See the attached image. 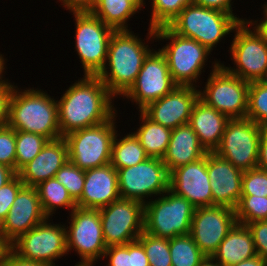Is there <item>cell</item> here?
Listing matches in <instances>:
<instances>
[{"instance_id": "11", "label": "cell", "mask_w": 267, "mask_h": 266, "mask_svg": "<svg viewBox=\"0 0 267 266\" xmlns=\"http://www.w3.org/2000/svg\"><path fill=\"white\" fill-rule=\"evenodd\" d=\"M118 172L120 198L142 202L170 189V173L160 158H151Z\"/></svg>"}, {"instance_id": "35", "label": "cell", "mask_w": 267, "mask_h": 266, "mask_svg": "<svg viewBox=\"0 0 267 266\" xmlns=\"http://www.w3.org/2000/svg\"><path fill=\"white\" fill-rule=\"evenodd\" d=\"M246 118L252 120L261 128L267 127V87L259 81L249 84Z\"/></svg>"}, {"instance_id": "42", "label": "cell", "mask_w": 267, "mask_h": 266, "mask_svg": "<svg viewBox=\"0 0 267 266\" xmlns=\"http://www.w3.org/2000/svg\"><path fill=\"white\" fill-rule=\"evenodd\" d=\"M252 233L257 255L267 262V220L246 224Z\"/></svg>"}, {"instance_id": "37", "label": "cell", "mask_w": 267, "mask_h": 266, "mask_svg": "<svg viewBox=\"0 0 267 266\" xmlns=\"http://www.w3.org/2000/svg\"><path fill=\"white\" fill-rule=\"evenodd\" d=\"M55 178L66 187L69 195L75 202L81 197L85 182V170L67 161L57 171Z\"/></svg>"}, {"instance_id": "3", "label": "cell", "mask_w": 267, "mask_h": 266, "mask_svg": "<svg viewBox=\"0 0 267 266\" xmlns=\"http://www.w3.org/2000/svg\"><path fill=\"white\" fill-rule=\"evenodd\" d=\"M42 89L14 85L8 102V123L15 130L31 132L49 141L61 137L57 100Z\"/></svg>"}, {"instance_id": "20", "label": "cell", "mask_w": 267, "mask_h": 266, "mask_svg": "<svg viewBox=\"0 0 267 266\" xmlns=\"http://www.w3.org/2000/svg\"><path fill=\"white\" fill-rule=\"evenodd\" d=\"M170 190L186 198L195 208L213 206L207 153L203 158L173 170L170 173Z\"/></svg>"}, {"instance_id": "21", "label": "cell", "mask_w": 267, "mask_h": 266, "mask_svg": "<svg viewBox=\"0 0 267 266\" xmlns=\"http://www.w3.org/2000/svg\"><path fill=\"white\" fill-rule=\"evenodd\" d=\"M207 172L213 197V206L236 209L241 199L243 170L215 152H207Z\"/></svg>"}, {"instance_id": "38", "label": "cell", "mask_w": 267, "mask_h": 266, "mask_svg": "<svg viewBox=\"0 0 267 266\" xmlns=\"http://www.w3.org/2000/svg\"><path fill=\"white\" fill-rule=\"evenodd\" d=\"M241 195L267 197V171L258 167L244 171L242 175Z\"/></svg>"}, {"instance_id": "16", "label": "cell", "mask_w": 267, "mask_h": 266, "mask_svg": "<svg viewBox=\"0 0 267 266\" xmlns=\"http://www.w3.org/2000/svg\"><path fill=\"white\" fill-rule=\"evenodd\" d=\"M177 84L173 81L165 56L158 49L152 50L144 59L134 84L123 95V99L135 102L139 111L149 103L170 93ZM125 97V98H124Z\"/></svg>"}, {"instance_id": "34", "label": "cell", "mask_w": 267, "mask_h": 266, "mask_svg": "<svg viewBox=\"0 0 267 266\" xmlns=\"http://www.w3.org/2000/svg\"><path fill=\"white\" fill-rule=\"evenodd\" d=\"M235 215L237 222L244 225L254 221L267 220V197L241 195Z\"/></svg>"}, {"instance_id": "41", "label": "cell", "mask_w": 267, "mask_h": 266, "mask_svg": "<svg viewBox=\"0 0 267 266\" xmlns=\"http://www.w3.org/2000/svg\"><path fill=\"white\" fill-rule=\"evenodd\" d=\"M105 257L109 258L107 266H133V241L125 245L107 247L103 259Z\"/></svg>"}, {"instance_id": "30", "label": "cell", "mask_w": 267, "mask_h": 266, "mask_svg": "<svg viewBox=\"0 0 267 266\" xmlns=\"http://www.w3.org/2000/svg\"><path fill=\"white\" fill-rule=\"evenodd\" d=\"M35 187L38 191L43 212L48 218L51 216V220H53L52 216L56 209L66 207V209L72 211L77 207L66 187L60 184L55 177L42 181Z\"/></svg>"}, {"instance_id": "12", "label": "cell", "mask_w": 267, "mask_h": 266, "mask_svg": "<svg viewBox=\"0 0 267 266\" xmlns=\"http://www.w3.org/2000/svg\"><path fill=\"white\" fill-rule=\"evenodd\" d=\"M247 21L240 22L234 29V38L229 47L234 68L221 65L230 73L247 82L259 81L267 69V41Z\"/></svg>"}, {"instance_id": "40", "label": "cell", "mask_w": 267, "mask_h": 266, "mask_svg": "<svg viewBox=\"0 0 267 266\" xmlns=\"http://www.w3.org/2000/svg\"><path fill=\"white\" fill-rule=\"evenodd\" d=\"M24 186L16 174L9 182L0 188V224L6 219L19 190Z\"/></svg>"}, {"instance_id": "4", "label": "cell", "mask_w": 267, "mask_h": 266, "mask_svg": "<svg viewBox=\"0 0 267 266\" xmlns=\"http://www.w3.org/2000/svg\"><path fill=\"white\" fill-rule=\"evenodd\" d=\"M148 29V40H171L159 50L165 56L173 81L180 86L199 88L196 84L202 72H205L203 69L211 51L194 39L178 35L168 26Z\"/></svg>"}, {"instance_id": "1", "label": "cell", "mask_w": 267, "mask_h": 266, "mask_svg": "<svg viewBox=\"0 0 267 266\" xmlns=\"http://www.w3.org/2000/svg\"><path fill=\"white\" fill-rule=\"evenodd\" d=\"M114 98L98 76L83 75L57 100L61 137L109 121L117 113Z\"/></svg>"}, {"instance_id": "2", "label": "cell", "mask_w": 267, "mask_h": 266, "mask_svg": "<svg viewBox=\"0 0 267 266\" xmlns=\"http://www.w3.org/2000/svg\"><path fill=\"white\" fill-rule=\"evenodd\" d=\"M152 50L132 30L114 31L105 66L97 76L114 97L122 98L134 84L144 59Z\"/></svg>"}, {"instance_id": "45", "label": "cell", "mask_w": 267, "mask_h": 266, "mask_svg": "<svg viewBox=\"0 0 267 266\" xmlns=\"http://www.w3.org/2000/svg\"><path fill=\"white\" fill-rule=\"evenodd\" d=\"M0 266H49L47 264L31 261L20 257L15 253L11 248L7 250L4 255V258L0 262Z\"/></svg>"}, {"instance_id": "22", "label": "cell", "mask_w": 267, "mask_h": 266, "mask_svg": "<svg viewBox=\"0 0 267 266\" xmlns=\"http://www.w3.org/2000/svg\"><path fill=\"white\" fill-rule=\"evenodd\" d=\"M120 199L118 172L109 163L85 170V182L77 207L100 209Z\"/></svg>"}, {"instance_id": "14", "label": "cell", "mask_w": 267, "mask_h": 266, "mask_svg": "<svg viewBox=\"0 0 267 266\" xmlns=\"http://www.w3.org/2000/svg\"><path fill=\"white\" fill-rule=\"evenodd\" d=\"M47 218L14 241L10 248L20 257L49 266L67 252L65 224H52Z\"/></svg>"}, {"instance_id": "17", "label": "cell", "mask_w": 267, "mask_h": 266, "mask_svg": "<svg viewBox=\"0 0 267 266\" xmlns=\"http://www.w3.org/2000/svg\"><path fill=\"white\" fill-rule=\"evenodd\" d=\"M237 223L235 210L225 206L196 208L190 235L206 256H212Z\"/></svg>"}, {"instance_id": "51", "label": "cell", "mask_w": 267, "mask_h": 266, "mask_svg": "<svg viewBox=\"0 0 267 266\" xmlns=\"http://www.w3.org/2000/svg\"><path fill=\"white\" fill-rule=\"evenodd\" d=\"M231 266H267V262L259 255H256L253 258L243 260L242 262Z\"/></svg>"}, {"instance_id": "19", "label": "cell", "mask_w": 267, "mask_h": 266, "mask_svg": "<svg viewBox=\"0 0 267 266\" xmlns=\"http://www.w3.org/2000/svg\"><path fill=\"white\" fill-rule=\"evenodd\" d=\"M48 217L44 214L36 187L23 186L17 193L6 219L1 224V234L11 245Z\"/></svg>"}, {"instance_id": "44", "label": "cell", "mask_w": 267, "mask_h": 266, "mask_svg": "<svg viewBox=\"0 0 267 266\" xmlns=\"http://www.w3.org/2000/svg\"><path fill=\"white\" fill-rule=\"evenodd\" d=\"M193 4L200 5L206 8L217 9L228 14H232L239 22L246 21L247 19L239 18L236 13H233L232 0H192Z\"/></svg>"}, {"instance_id": "13", "label": "cell", "mask_w": 267, "mask_h": 266, "mask_svg": "<svg viewBox=\"0 0 267 266\" xmlns=\"http://www.w3.org/2000/svg\"><path fill=\"white\" fill-rule=\"evenodd\" d=\"M261 131L248 118L230 119L214 152L243 171L257 168Z\"/></svg>"}, {"instance_id": "48", "label": "cell", "mask_w": 267, "mask_h": 266, "mask_svg": "<svg viewBox=\"0 0 267 266\" xmlns=\"http://www.w3.org/2000/svg\"><path fill=\"white\" fill-rule=\"evenodd\" d=\"M133 266H150L145 250L138 240L133 241Z\"/></svg>"}, {"instance_id": "28", "label": "cell", "mask_w": 267, "mask_h": 266, "mask_svg": "<svg viewBox=\"0 0 267 266\" xmlns=\"http://www.w3.org/2000/svg\"><path fill=\"white\" fill-rule=\"evenodd\" d=\"M139 112L141 125L132 133L149 157L162 159L167 151L172 129L153 122L142 111Z\"/></svg>"}, {"instance_id": "6", "label": "cell", "mask_w": 267, "mask_h": 266, "mask_svg": "<svg viewBox=\"0 0 267 266\" xmlns=\"http://www.w3.org/2000/svg\"><path fill=\"white\" fill-rule=\"evenodd\" d=\"M195 207L168 189L144 204V232L171 239L190 234Z\"/></svg>"}, {"instance_id": "5", "label": "cell", "mask_w": 267, "mask_h": 266, "mask_svg": "<svg viewBox=\"0 0 267 266\" xmlns=\"http://www.w3.org/2000/svg\"><path fill=\"white\" fill-rule=\"evenodd\" d=\"M239 23L232 14L190 4L171 21L168 27L180 36L194 39L212 52L219 41L233 33Z\"/></svg>"}, {"instance_id": "25", "label": "cell", "mask_w": 267, "mask_h": 266, "mask_svg": "<svg viewBox=\"0 0 267 266\" xmlns=\"http://www.w3.org/2000/svg\"><path fill=\"white\" fill-rule=\"evenodd\" d=\"M206 153L207 151L200 145L191 125L187 123L172 129L168 148L162 161L171 173L180 166L203 158Z\"/></svg>"}, {"instance_id": "33", "label": "cell", "mask_w": 267, "mask_h": 266, "mask_svg": "<svg viewBox=\"0 0 267 266\" xmlns=\"http://www.w3.org/2000/svg\"><path fill=\"white\" fill-rule=\"evenodd\" d=\"M151 19L149 27L159 28L168 26L171 21L187 6L193 4L192 0H151Z\"/></svg>"}, {"instance_id": "53", "label": "cell", "mask_w": 267, "mask_h": 266, "mask_svg": "<svg viewBox=\"0 0 267 266\" xmlns=\"http://www.w3.org/2000/svg\"><path fill=\"white\" fill-rule=\"evenodd\" d=\"M198 266H222L212 256H206Z\"/></svg>"}, {"instance_id": "15", "label": "cell", "mask_w": 267, "mask_h": 266, "mask_svg": "<svg viewBox=\"0 0 267 266\" xmlns=\"http://www.w3.org/2000/svg\"><path fill=\"white\" fill-rule=\"evenodd\" d=\"M99 210L106 247L125 245L144 232V204L122 199Z\"/></svg>"}, {"instance_id": "29", "label": "cell", "mask_w": 267, "mask_h": 266, "mask_svg": "<svg viewBox=\"0 0 267 266\" xmlns=\"http://www.w3.org/2000/svg\"><path fill=\"white\" fill-rule=\"evenodd\" d=\"M113 140L110 164L116 169L127 168L146 160L149 156L141 146L139 140L130 132Z\"/></svg>"}, {"instance_id": "26", "label": "cell", "mask_w": 267, "mask_h": 266, "mask_svg": "<svg viewBox=\"0 0 267 266\" xmlns=\"http://www.w3.org/2000/svg\"><path fill=\"white\" fill-rule=\"evenodd\" d=\"M256 255L251 231L237 222L212 257L222 266H231Z\"/></svg>"}, {"instance_id": "24", "label": "cell", "mask_w": 267, "mask_h": 266, "mask_svg": "<svg viewBox=\"0 0 267 266\" xmlns=\"http://www.w3.org/2000/svg\"><path fill=\"white\" fill-rule=\"evenodd\" d=\"M229 120L227 115L198 98L193 106L189 124L196 133L200 145L207 152H214L221 143Z\"/></svg>"}, {"instance_id": "32", "label": "cell", "mask_w": 267, "mask_h": 266, "mask_svg": "<svg viewBox=\"0 0 267 266\" xmlns=\"http://www.w3.org/2000/svg\"><path fill=\"white\" fill-rule=\"evenodd\" d=\"M48 141L42 135L16 130V173L32 161Z\"/></svg>"}, {"instance_id": "9", "label": "cell", "mask_w": 267, "mask_h": 266, "mask_svg": "<svg viewBox=\"0 0 267 266\" xmlns=\"http://www.w3.org/2000/svg\"><path fill=\"white\" fill-rule=\"evenodd\" d=\"M70 213L66 227L67 252L80 256L75 266H94L106 250L98 209L76 207Z\"/></svg>"}, {"instance_id": "10", "label": "cell", "mask_w": 267, "mask_h": 266, "mask_svg": "<svg viewBox=\"0 0 267 266\" xmlns=\"http://www.w3.org/2000/svg\"><path fill=\"white\" fill-rule=\"evenodd\" d=\"M75 19V50L84 75L97 76L104 68L110 38L115 30L91 12L73 13Z\"/></svg>"}, {"instance_id": "36", "label": "cell", "mask_w": 267, "mask_h": 266, "mask_svg": "<svg viewBox=\"0 0 267 266\" xmlns=\"http://www.w3.org/2000/svg\"><path fill=\"white\" fill-rule=\"evenodd\" d=\"M137 240L142 244L150 266H172L169 239L143 232Z\"/></svg>"}, {"instance_id": "31", "label": "cell", "mask_w": 267, "mask_h": 266, "mask_svg": "<svg viewBox=\"0 0 267 266\" xmlns=\"http://www.w3.org/2000/svg\"><path fill=\"white\" fill-rule=\"evenodd\" d=\"M172 266H198L206 255L190 234L169 239Z\"/></svg>"}, {"instance_id": "43", "label": "cell", "mask_w": 267, "mask_h": 266, "mask_svg": "<svg viewBox=\"0 0 267 266\" xmlns=\"http://www.w3.org/2000/svg\"><path fill=\"white\" fill-rule=\"evenodd\" d=\"M12 84L8 79H4L0 83V128L8 123V102L13 90Z\"/></svg>"}, {"instance_id": "18", "label": "cell", "mask_w": 267, "mask_h": 266, "mask_svg": "<svg viewBox=\"0 0 267 266\" xmlns=\"http://www.w3.org/2000/svg\"><path fill=\"white\" fill-rule=\"evenodd\" d=\"M198 98L197 87L177 85L170 93L149 103L141 111L153 122L174 129L189 123Z\"/></svg>"}, {"instance_id": "39", "label": "cell", "mask_w": 267, "mask_h": 266, "mask_svg": "<svg viewBox=\"0 0 267 266\" xmlns=\"http://www.w3.org/2000/svg\"><path fill=\"white\" fill-rule=\"evenodd\" d=\"M0 164L16 172V130L9 125L0 128Z\"/></svg>"}, {"instance_id": "50", "label": "cell", "mask_w": 267, "mask_h": 266, "mask_svg": "<svg viewBox=\"0 0 267 266\" xmlns=\"http://www.w3.org/2000/svg\"><path fill=\"white\" fill-rule=\"evenodd\" d=\"M17 173L10 167L0 164V188L9 182Z\"/></svg>"}, {"instance_id": "8", "label": "cell", "mask_w": 267, "mask_h": 266, "mask_svg": "<svg viewBox=\"0 0 267 266\" xmlns=\"http://www.w3.org/2000/svg\"><path fill=\"white\" fill-rule=\"evenodd\" d=\"M199 98L230 119L246 118L249 82L230 74L216 59ZM203 90V91H202Z\"/></svg>"}, {"instance_id": "49", "label": "cell", "mask_w": 267, "mask_h": 266, "mask_svg": "<svg viewBox=\"0 0 267 266\" xmlns=\"http://www.w3.org/2000/svg\"><path fill=\"white\" fill-rule=\"evenodd\" d=\"M263 14H264V18L260 19V20H246L250 27H252L253 25V29L263 38L267 41V10L265 8H263ZM259 21V22H258Z\"/></svg>"}, {"instance_id": "27", "label": "cell", "mask_w": 267, "mask_h": 266, "mask_svg": "<svg viewBox=\"0 0 267 266\" xmlns=\"http://www.w3.org/2000/svg\"><path fill=\"white\" fill-rule=\"evenodd\" d=\"M144 5V0H97L91 13L115 31L130 30L129 19Z\"/></svg>"}, {"instance_id": "52", "label": "cell", "mask_w": 267, "mask_h": 266, "mask_svg": "<svg viewBox=\"0 0 267 266\" xmlns=\"http://www.w3.org/2000/svg\"><path fill=\"white\" fill-rule=\"evenodd\" d=\"M9 248H10V245L4 240V238L0 232V262L4 258V255Z\"/></svg>"}, {"instance_id": "47", "label": "cell", "mask_w": 267, "mask_h": 266, "mask_svg": "<svg viewBox=\"0 0 267 266\" xmlns=\"http://www.w3.org/2000/svg\"><path fill=\"white\" fill-rule=\"evenodd\" d=\"M258 168L267 171V127L262 128L259 143Z\"/></svg>"}, {"instance_id": "46", "label": "cell", "mask_w": 267, "mask_h": 266, "mask_svg": "<svg viewBox=\"0 0 267 266\" xmlns=\"http://www.w3.org/2000/svg\"><path fill=\"white\" fill-rule=\"evenodd\" d=\"M72 13L91 12L97 0H58Z\"/></svg>"}, {"instance_id": "23", "label": "cell", "mask_w": 267, "mask_h": 266, "mask_svg": "<svg viewBox=\"0 0 267 266\" xmlns=\"http://www.w3.org/2000/svg\"><path fill=\"white\" fill-rule=\"evenodd\" d=\"M68 161V146L59 138L46 143L39 154L18 172L24 186H37L40 182L54 178L57 171Z\"/></svg>"}, {"instance_id": "56", "label": "cell", "mask_w": 267, "mask_h": 266, "mask_svg": "<svg viewBox=\"0 0 267 266\" xmlns=\"http://www.w3.org/2000/svg\"><path fill=\"white\" fill-rule=\"evenodd\" d=\"M262 8H265L267 10V2L264 5H262Z\"/></svg>"}, {"instance_id": "54", "label": "cell", "mask_w": 267, "mask_h": 266, "mask_svg": "<svg viewBox=\"0 0 267 266\" xmlns=\"http://www.w3.org/2000/svg\"><path fill=\"white\" fill-rule=\"evenodd\" d=\"M4 55L0 54V83L4 80V76H3V72H4V69L6 66H4L6 63H5V60Z\"/></svg>"}, {"instance_id": "55", "label": "cell", "mask_w": 267, "mask_h": 266, "mask_svg": "<svg viewBox=\"0 0 267 266\" xmlns=\"http://www.w3.org/2000/svg\"><path fill=\"white\" fill-rule=\"evenodd\" d=\"M259 82L267 87V69L264 72L263 77L259 80Z\"/></svg>"}, {"instance_id": "7", "label": "cell", "mask_w": 267, "mask_h": 266, "mask_svg": "<svg viewBox=\"0 0 267 266\" xmlns=\"http://www.w3.org/2000/svg\"><path fill=\"white\" fill-rule=\"evenodd\" d=\"M116 116L117 113L109 121L64 136L68 146V161L82 170L109 164L117 133Z\"/></svg>"}]
</instances>
